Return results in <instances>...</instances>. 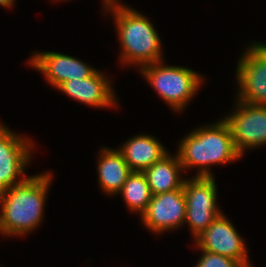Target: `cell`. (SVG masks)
Returning <instances> with one entry per match:
<instances>
[{
    "label": "cell",
    "instance_id": "obj_1",
    "mask_svg": "<svg viewBox=\"0 0 266 267\" xmlns=\"http://www.w3.org/2000/svg\"><path fill=\"white\" fill-rule=\"evenodd\" d=\"M52 172L29 176L0 195V234L25 236L35 231L44 218Z\"/></svg>",
    "mask_w": 266,
    "mask_h": 267
},
{
    "label": "cell",
    "instance_id": "obj_2",
    "mask_svg": "<svg viewBox=\"0 0 266 267\" xmlns=\"http://www.w3.org/2000/svg\"><path fill=\"white\" fill-rule=\"evenodd\" d=\"M103 10L114 18L122 66L136 65L140 69L164 60L160 36L146 16L120 1H109Z\"/></svg>",
    "mask_w": 266,
    "mask_h": 267
},
{
    "label": "cell",
    "instance_id": "obj_3",
    "mask_svg": "<svg viewBox=\"0 0 266 267\" xmlns=\"http://www.w3.org/2000/svg\"><path fill=\"white\" fill-rule=\"evenodd\" d=\"M177 154L183 170L196 167L195 177H213L212 165L229 164L242 157L223 118L185 135L178 145Z\"/></svg>",
    "mask_w": 266,
    "mask_h": 267
},
{
    "label": "cell",
    "instance_id": "obj_4",
    "mask_svg": "<svg viewBox=\"0 0 266 267\" xmlns=\"http://www.w3.org/2000/svg\"><path fill=\"white\" fill-rule=\"evenodd\" d=\"M158 61L140 68V73L174 112H183L203 84V77L187 67Z\"/></svg>",
    "mask_w": 266,
    "mask_h": 267
},
{
    "label": "cell",
    "instance_id": "obj_5",
    "mask_svg": "<svg viewBox=\"0 0 266 267\" xmlns=\"http://www.w3.org/2000/svg\"><path fill=\"white\" fill-rule=\"evenodd\" d=\"M215 177L186 178L183 184L186 199L185 224H188L193 239L201 235L223 213L217 204Z\"/></svg>",
    "mask_w": 266,
    "mask_h": 267
},
{
    "label": "cell",
    "instance_id": "obj_6",
    "mask_svg": "<svg viewBox=\"0 0 266 267\" xmlns=\"http://www.w3.org/2000/svg\"><path fill=\"white\" fill-rule=\"evenodd\" d=\"M236 68L237 100L250 105H266V43L251 42Z\"/></svg>",
    "mask_w": 266,
    "mask_h": 267
},
{
    "label": "cell",
    "instance_id": "obj_7",
    "mask_svg": "<svg viewBox=\"0 0 266 267\" xmlns=\"http://www.w3.org/2000/svg\"><path fill=\"white\" fill-rule=\"evenodd\" d=\"M232 113L223 117L230 128L236 150L241 156L246 150L266 145V105H250L235 101Z\"/></svg>",
    "mask_w": 266,
    "mask_h": 267
},
{
    "label": "cell",
    "instance_id": "obj_8",
    "mask_svg": "<svg viewBox=\"0 0 266 267\" xmlns=\"http://www.w3.org/2000/svg\"><path fill=\"white\" fill-rule=\"evenodd\" d=\"M30 140L0 122V195L29 177L24 175L33 156Z\"/></svg>",
    "mask_w": 266,
    "mask_h": 267
},
{
    "label": "cell",
    "instance_id": "obj_9",
    "mask_svg": "<svg viewBox=\"0 0 266 267\" xmlns=\"http://www.w3.org/2000/svg\"><path fill=\"white\" fill-rule=\"evenodd\" d=\"M194 241L199 250L227 256L237 260L243 267H252L244 239L224 212Z\"/></svg>",
    "mask_w": 266,
    "mask_h": 267
},
{
    "label": "cell",
    "instance_id": "obj_10",
    "mask_svg": "<svg viewBox=\"0 0 266 267\" xmlns=\"http://www.w3.org/2000/svg\"><path fill=\"white\" fill-rule=\"evenodd\" d=\"M140 217L145 228L155 234L182 227L186 217L184 190L152 195L146 211Z\"/></svg>",
    "mask_w": 266,
    "mask_h": 267
},
{
    "label": "cell",
    "instance_id": "obj_11",
    "mask_svg": "<svg viewBox=\"0 0 266 267\" xmlns=\"http://www.w3.org/2000/svg\"><path fill=\"white\" fill-rule=\"evenodd\" d=\"M28 60V64L41 72L55 89L65 81L86 79L96 71L95 68L76 57L55 51H35V54H32Z\"/></svg>",
    "mask_w": 266,
    "mask_h": 267
},
{
    "label": "cell",
    "instance_id": "obj_12",
    "mask_svg": "<svg viewBox=\"0 0 266 267\" xmlns=\"http://www.w3.org/2000/svg\"><path fill=\"white\" fill-rule=\"evenodd\" d=\"M111 85L110 78L97 69L90 77L65 81L57 89L90 107H118L116 92Z\"/></svg>",
    "mask_w": 266,
    "mask_h": 267
},
{
    "label": "cell",
    "instance_id": "obj_13",
    "mask_svg": "<svg viewBox=\"0 0 266 267\" xmlns=\"http://www.w3.org/2000/svg\"><path fill=\"white\" fill-rule=\"evenodd\" d=\"M158 138L139 134L128 139L118 150L132 171L143 172L169 153Z\"/></svg>",
    "mask_w": 266,
    "mask_h": 267
},
{
    "label": "cell",
    "instance_id": "obj_14",
    "mask_svg": "<svg viewBox=\"0 0 266 267\" xmlns=\"http://www.w3.org/2000/svg\"><path fill=\"white\" fill-rule=\"evenodd\" d=\"M100 189L107 195H117L132 170L117 149L102 147L97 160Z\"/></svg>",
    "mask_w": 266,
    "mask_h": 267
},
{
    "label": "cell",
    "instance_id": "obj_15",
    "mask_svg": "<svg viewBox=\"0 0 266 267\" xmlns=\"http://www.w3.org/2000/svg\"><path fill=\"white\" fill-rule=\"evenodd\" d=\"M183 166L178 154L171 155L170 152L161 160L145 169L146 176L152 195L183 189L186 178L182 177Z\"/></svg>",
    "mask_w": 266,
    "mask_h": 267
},
{
    "label": "cell",
    "instance_id": "obj_16",
    "mask_svg": "<svg viewBox=\"0 0 266 267\" xmlns=\"http://www.w3.org/2000/svg\"><path fill=\"white\" fill-rule=\"evenodd\" d=\"M124 199L125 206L141 216L147 209L152 194L143 172L132 171L121 191L118 193Z\"/></svg>",
    "mask_w": 266,
    "mask_h": 267
},
{
    "label": "cell",
    "instance_id": "obj_17",
    "mask_svg": "<svg viewBox=\"0 0 266 267\" xmlns=\"http://www.w3.org/2000/svg\"><path fill=\"white\" fill-rule=\"evenodd\" d=\"M200 259L194 267H243L237 260L216 253L200 250Z\"/></svg>",
    "mask_w": 266,
    "mask_h": 267
},
{
    "label": "cell",
    "instance_id": "obj_18",
    "mask_svg": "<svg viewBox=\"0 0 266 267\" xmlns=\"http://www.w3.org/2000/svg\"><path fill=\"white\" fill-rule=\"evenodd\" d=\"M16 0H0V6L3 8H12Z\"/></svg>",
    "mask_w": 266,
    "mask_h": 267
},
{
    "label": "cell",
    "instance_id": "obj_19",
    "mask_svg": "<svg viewBox=\"0 0 266 267\" xmlns=\"http://www.w3.org/2000/svg\"><path fill=\"white\" fill-rule=\"evenodd\" d=\"M109 1H118V0H103V7H105V5L109 2Z\"/></svg>",
    "mask_w": 266,
    "mask_h": 267
}]
</instances>
